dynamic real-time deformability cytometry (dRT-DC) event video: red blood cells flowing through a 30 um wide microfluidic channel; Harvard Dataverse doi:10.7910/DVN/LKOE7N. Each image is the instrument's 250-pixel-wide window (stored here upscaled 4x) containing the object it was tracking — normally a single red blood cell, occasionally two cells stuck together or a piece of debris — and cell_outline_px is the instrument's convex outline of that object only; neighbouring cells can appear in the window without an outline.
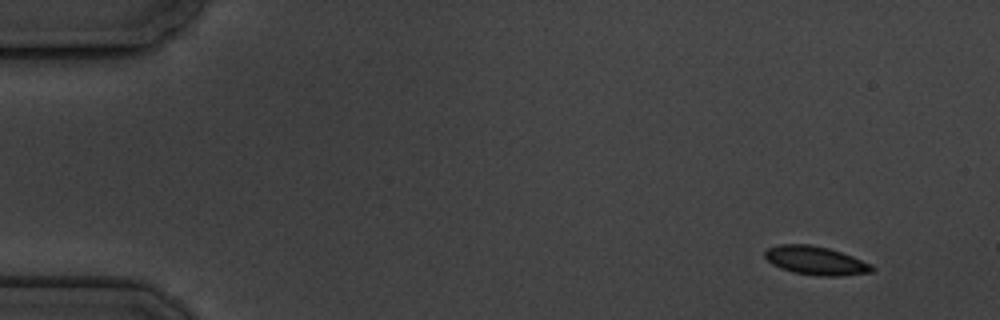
{"species": "common noctule bat (a hibernating species)", "species_latin": "Nyctalus noctula", "temperature_condition": "cold", "stored_images_in_passage": 10, "camera_frame_rate_fps": 3000, "um_per_image_px": 0.085, "animal": {"sex": "male", "body_mass_g": 19.5, "forearm_length_mm": 54.6}, "frame": {"image": 1, "passage_image": 1, "time_ms": 0.0, "image_size_px": [1000, 320], "cell_outline_px": [[876, 268], [872, 272], [840, 276], [820, 276], [792, 272], [780, 268], [772, 264], [764, 256], [764, 252], [768, 248], [780, 244], [808, 244], [828, 248], [852, 256], [872, 264]], "centroid_in_image_um": [69.34, 22.15], "position_along_channel_um": 15.7, "area_um2": 17.86}}
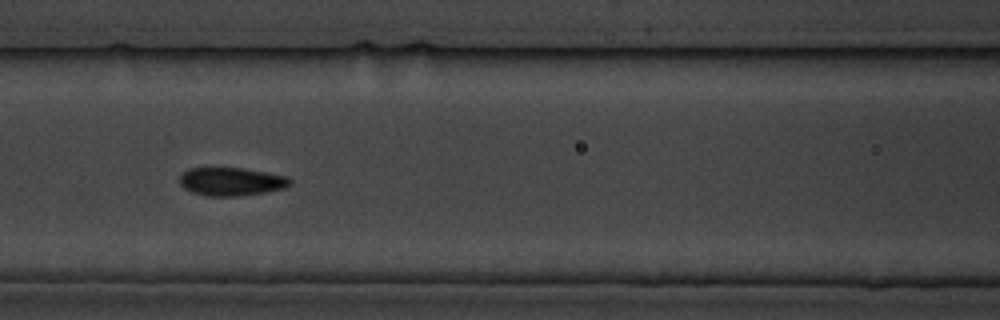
{"frame": {"image": 2, "passage_image": 7, "time_ms": 7.0, "image_size_px": [1000, 320], "cell_outline_px": [[292, 184], [284, 188], [268, 192], [236, 196], [208, 196], [192, 192], [184, 188], [180, 184], [180, 176], [188, 168], [244, 168], [288, 176], [292, 180]], "centroid_in_image_um": [19.7, 15.43], "position_along_channel_um": 146.9, "area_um2": 18.26}}
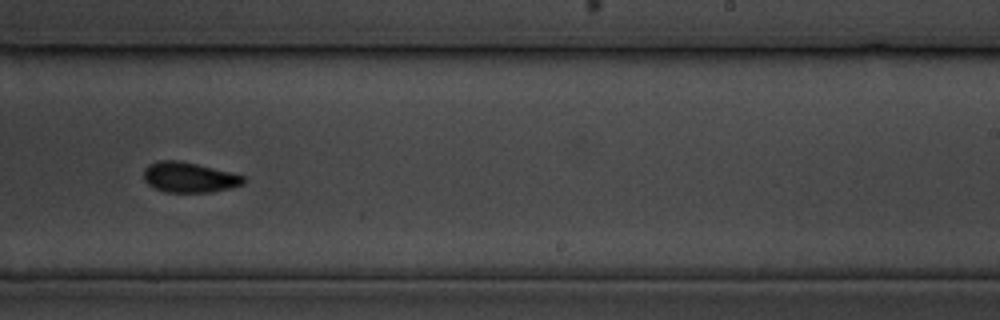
{"frame": {"image": 3, "passage_image": 10, "time_ms": 10.667, "image_size_px": [1000, 320], "cell_outline_px": [[248, 180], [244, 184], [212, 192], [164, 192], [148, 184], [144, 180], [144, 168], [148, 164], [160, 160], [180, 160], [244, 176]], "centroid_in_image_um": [16.06, 15.07], "position_along_channel_um": 272.9, "area_um2": 17.51}}